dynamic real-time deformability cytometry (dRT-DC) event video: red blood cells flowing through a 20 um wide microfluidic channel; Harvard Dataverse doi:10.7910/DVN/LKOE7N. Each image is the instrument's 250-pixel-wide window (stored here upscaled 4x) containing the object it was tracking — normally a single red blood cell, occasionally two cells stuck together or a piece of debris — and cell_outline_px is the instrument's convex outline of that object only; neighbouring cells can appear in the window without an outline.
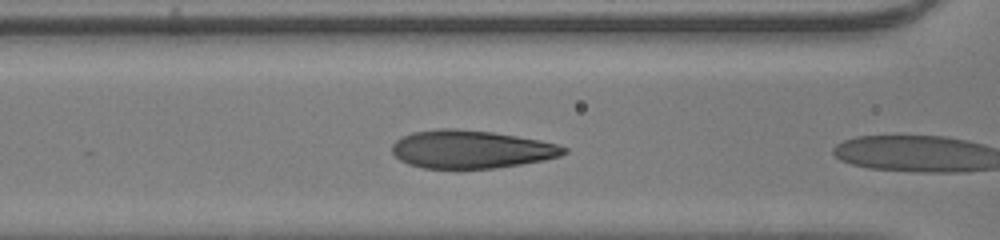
{"species": "human", "species_latin": "Homo sapiens", "temperature_condition": "room temperature", "stored_images_in_passage": 4, "camera_frame_rate_fps": 3000, "um_per_image_px": 0.085, "donor": {"sex": "male"}, "frame": {"image": 1, "passage_image": 3, "time_ms": 0.667, "image_size_px": [1000, 240], "cell_outline_px": [[568, 152], [560, 156], [544, 160], [496, 168], [424, 168], [408, 164], [400, 160], [392, 152], [392, 144], [396, 140], [412, 132], [440, 128], [456, 128], [492, 132], [540, 140], [556, 144], [568, 148]], "centroid_in_image_um": [40.04, 12.69], "position_along_channel_um": 126.6, "area_um2": 38.03}}